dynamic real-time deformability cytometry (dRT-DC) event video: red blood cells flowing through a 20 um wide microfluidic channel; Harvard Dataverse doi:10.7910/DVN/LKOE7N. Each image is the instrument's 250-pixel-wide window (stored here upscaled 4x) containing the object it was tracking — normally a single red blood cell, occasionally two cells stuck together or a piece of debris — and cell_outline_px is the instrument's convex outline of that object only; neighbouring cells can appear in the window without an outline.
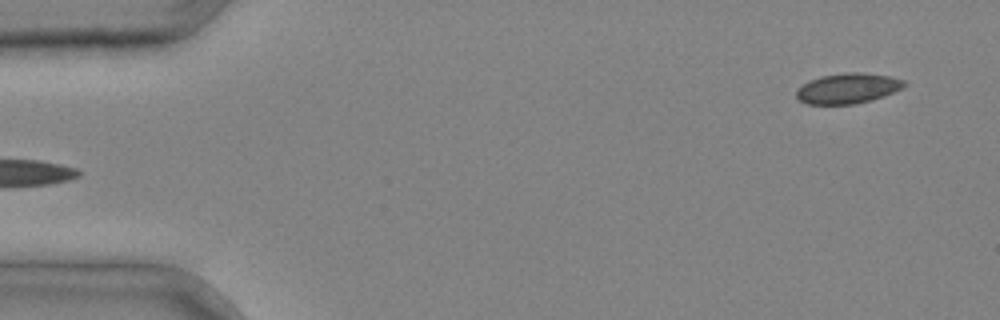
{"species": "common noctule bat (a hibernating species)", "species_latin": "Nyctalus noctula", "temperature_condition": "cold", "stored_images_in_passage": 3, "segment_of_instrument_passage": [2, 2], "camera_frame_rate_fps": 3000, "um_per_image_px": 0.085, "animal": {"sex": "male", "body_mass_g": 20.4}, "frame": {"image": 1, "passage_image": 3, "time_ms": 0.667, "image_size_px": [1000, 320], "cell_outline_px": [[908, 84], [884, 96], [872, 100], [852, 104], [808, 104], [800, 100], [796, 96], [796, 88], [820, 76], [848, 72], [860, 72], [888, 76], [904, 80]], "centroid_in_image_um": [72.05, 7.51], "position_along_channel_um": 12.9, "area_um2": 18.84}}